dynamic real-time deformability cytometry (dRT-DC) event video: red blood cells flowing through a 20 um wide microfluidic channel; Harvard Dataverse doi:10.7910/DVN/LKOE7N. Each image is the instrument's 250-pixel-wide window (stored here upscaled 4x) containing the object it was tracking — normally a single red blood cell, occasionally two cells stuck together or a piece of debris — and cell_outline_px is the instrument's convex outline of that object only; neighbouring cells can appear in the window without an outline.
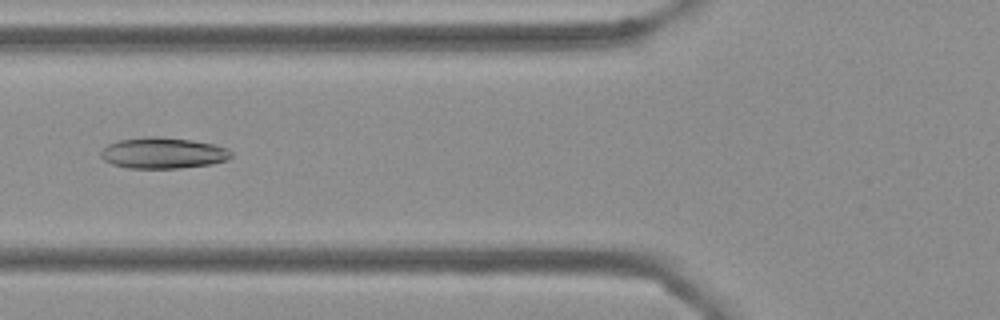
{"species": "Egyptian fruit bat (a non-hibernating species)", "species_latin": "Rousettus aegyptiacus", "temperature_condition": "cold", "stored_images_in_passage": 55, "camera_frame_rate_fps": 3000, "um_per_image_px": 0.085, "frame": {"image": 1, "passage_image": 20, "time_ms": 6.333, "image_size_px": [1000, 320], "cell_outline_px": [[232, 156], [228, 160], [212, 164], [180, 168], [128, 168], [112, 164], [104, 160], [100, 156], [100, 152], [108, 144], [120, 140], [148, 136], [156, 136], [192, 140], [216, 144], [228, 148], [232, 152]], "centroid_in_image_um": [13.89, 13.0], "position_along_channel_um": 111.9, "area_um2": 23.76}}
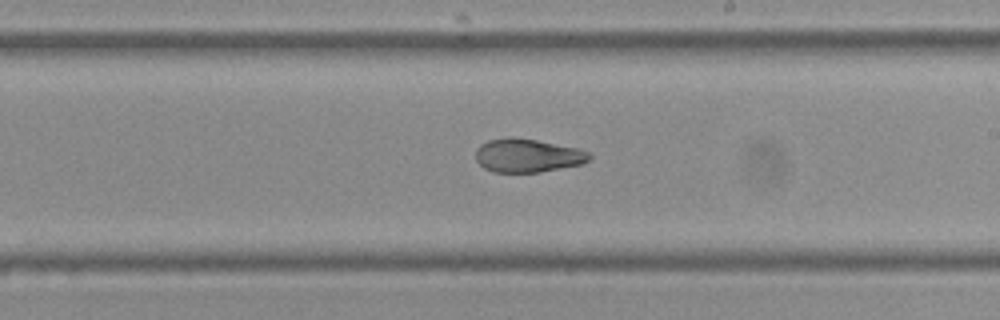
{"frame": {"image": 2, "passage_image": 31, "time_ms": 10.0, "image_size_px": [1000, 320], "cell_outline_px": [[592, 156], [588, 160], [580, 164], [540, 172], [492, 172], [484, 168], [476, 160], [476, 148], [480, 144], [488, 140], [512, 136], [536, 140], [576, 148], [588, 152]], "centroid_in_image_um": [44.79, 13.21], "position_along_channel_um": 244.2, "area_um2": 22.08}}
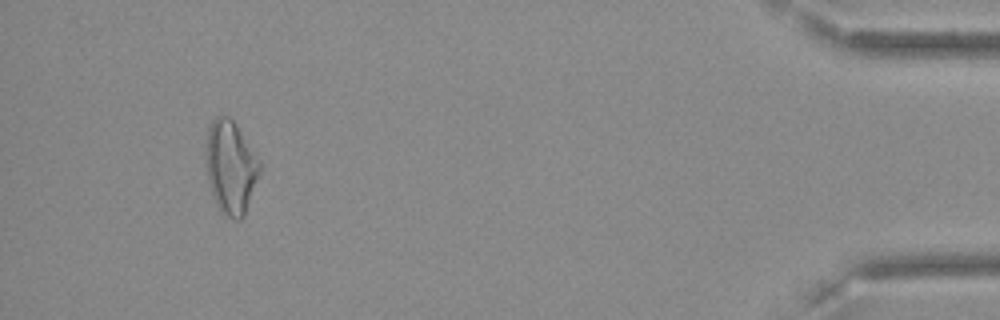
{"frame": {"image": 3, "passage_image": 51, "time_ms": 16.667, "image_size_px": [1000, 320], "cell_outline_px": [[260, 172], [244, 216], [240, 220], [232, 220], [220, 212], [212, 196], [208, 180], [204, 156], [208, 124], [216, 116], [228, 116], [236, 124], [260, 160]], "centroid_in_image_um": [19.57, 14.21], "position_along_channel_um": 415.6, "area_um2": 29.65}, "authors_computed_cell_mechanics": {"area_um2": 25.2008, "velocity_mm_per_s": 3.6008, "shape_relaxation_time_tau1_ms": 5.9979, "shape_relaxation_time_tau2_ms": 3.5915, "deformation_change_tau1": 0.1547, "deformation_change_tau2": 0.0939}}